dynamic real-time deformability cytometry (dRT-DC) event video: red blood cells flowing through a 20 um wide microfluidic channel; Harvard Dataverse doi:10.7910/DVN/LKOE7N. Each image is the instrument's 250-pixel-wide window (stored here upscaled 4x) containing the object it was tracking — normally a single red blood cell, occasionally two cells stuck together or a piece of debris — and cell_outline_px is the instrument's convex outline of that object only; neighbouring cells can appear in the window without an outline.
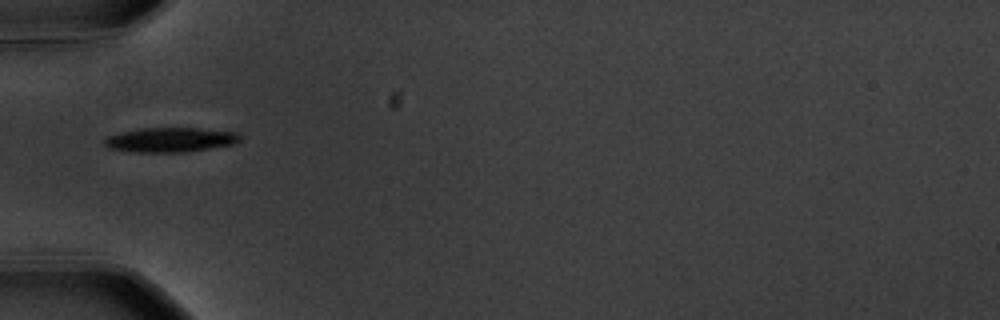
{"species": "common noctule bat (a hibernating species)", "species_latin": "Nyctalus noctula", "temperature_condition": "warm", "stored_images_in_passage": 19, "camera_frame_rate_fps": 3000, "um_per_image_px": 0.085, "animal": {"sex": "male", "body_mass_g": 20.1, "forearm_length_mm": 53.5}, "frame": {"image": 1, "passage_image": 1, "time_ms": 0.0, "image_size_px": [1000, 320], "cell_outline_px": [[240, 140], [236, 144], [184, 152], [136, 152], [108, 148], [104, 144], [104, 140], [108, 136], [120, 132], [140, 128], [200, 128], [240, 132]], "centroid_in_image_um": [14.51, 11.87], "position_along_channel_um": 70.5, "area_um2": 19.54}}
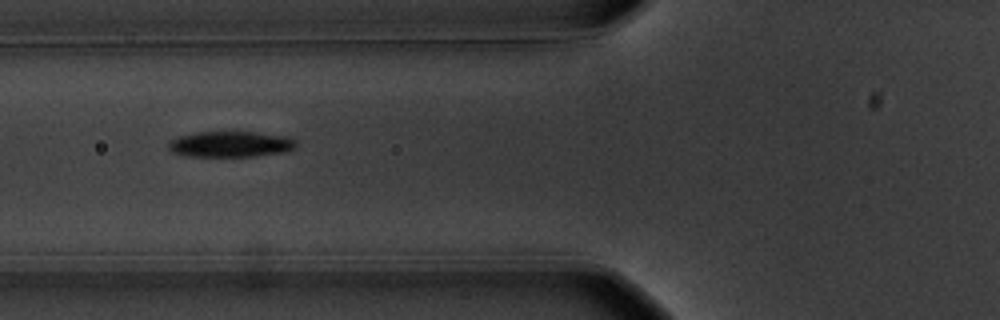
{"frame": {"image": 2, "passage_image": 4, "time_ms": 1.0, "image_size_px": [1000, 320], "cell_outline_px": [[296, 148], [284, 152], [252, 156], [188, 156], [172, 152], [168, 148], [168, 140], [180, 136], [196, 132], [252, 132], [288, 136], [296, 140]], "centroid_in_image_um": [19.59, 12.25], "position_along_channel_um": 106.2, "area_um2": 19.19}}